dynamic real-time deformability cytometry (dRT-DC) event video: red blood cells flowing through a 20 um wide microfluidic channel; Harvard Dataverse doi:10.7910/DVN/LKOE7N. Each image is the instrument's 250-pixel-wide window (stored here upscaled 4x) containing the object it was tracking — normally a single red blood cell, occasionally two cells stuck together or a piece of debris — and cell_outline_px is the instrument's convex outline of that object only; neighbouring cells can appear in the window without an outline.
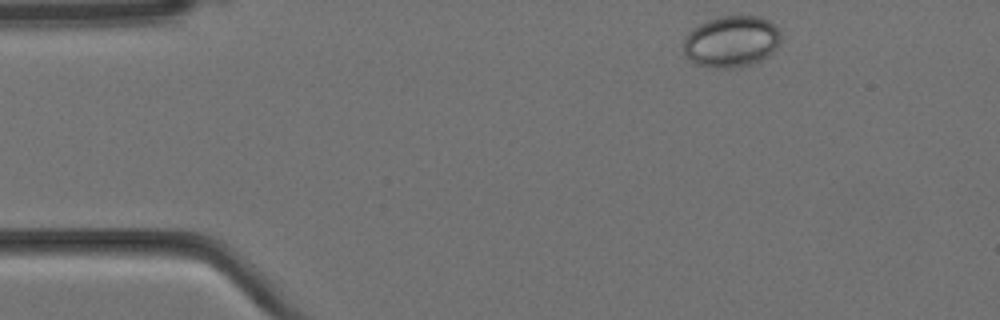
{"species": "Egyptian fruit bat (a non-hibernating species)", "species_latin": "Rousettus aegyptiacus", "temperature_condition": "cold", "stored_images_in_passage": 2, "camera_frame_rate_fps": 3000, "um_per_image_px": 0.085, "animal": {"sex": "female"}, "frame": {"image": 1, "passage_image": 2, "time_ms": 0.333, "image_size_px": [1000, 320], "cell_outline_px": [[780, 40], [776, 48], [768, 56], [752, 64], [732, 68], [716, 68], [696, 64], [688, 60], [684, 56], [684, 36], [692, 28], [708, 20], [720, 16], [760, 16], [768, 20], [780, 32]], "centroid_in_image_um": [62.13, 3.53], "position_along_channel_um": 22.9, "area_um2": 29.3}}